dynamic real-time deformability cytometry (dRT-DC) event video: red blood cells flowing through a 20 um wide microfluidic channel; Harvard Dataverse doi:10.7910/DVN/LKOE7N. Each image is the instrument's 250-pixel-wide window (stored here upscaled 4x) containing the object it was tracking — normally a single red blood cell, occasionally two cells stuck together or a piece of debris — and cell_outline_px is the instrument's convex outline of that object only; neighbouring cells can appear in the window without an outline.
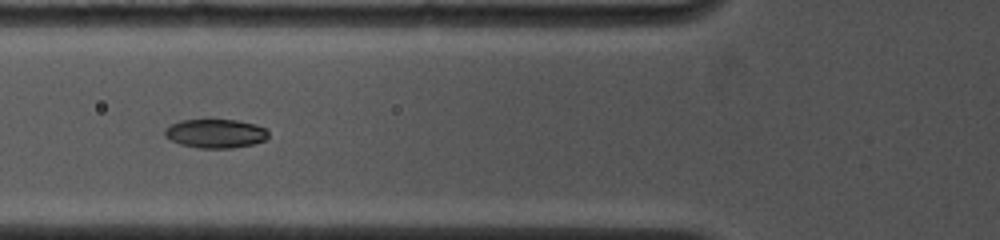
{"species": "common noctule bat (a hibernating species)", "species_latin": "Nyctalus noctula", "temperature_condition": "cold", "stored_images_in_passage": 17, "camera_frame_rate_fps": 4500, "um_per_image_px": 0.085, "animal": {"sex": "female", "body_mass_g": 19.0, "forearm_length_mm": 53.3}, "frame": {"image": 1, "passage_image": 15, "time_ms": 6.0, "image_size_px": [1000, 240], "cell_outline_px": [[268, 136], [264, 140], [252, 144], [232, 148], [200, 148], [180, 144], [164, 136], [164, 132], [172, 124], [180, 120], [236, 120], [256, 124], [264, 128], [268, 132]], "centroid_in_image_um": [18.33, 11.35], "position_along_channel_um": 107.5, "area_um2": 17.22}}